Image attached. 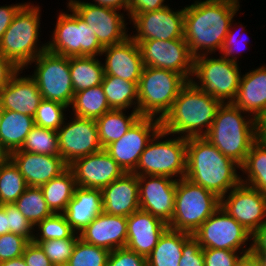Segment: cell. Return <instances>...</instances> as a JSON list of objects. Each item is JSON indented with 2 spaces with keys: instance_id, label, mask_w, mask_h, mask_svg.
<instances>
[{
  "instance_id": "obj_23",
  "label": "cell",
  "mask_w": 266,
  "mask_h": 266,
  "mask_svg": "<svg viewBox=\"0 0 266 266\" xmlns=\"http://www.w3.org/2000/svg\"><path fill=\"white\" fill-rule=\"evenodd\" d=\"M128 249L147 258L168 225L147 211L137 210L127 217Z\"/></svg>"
},
{
  "instance_id": "obj_37",
  "label": "cell",
  "mask_w": 266,
  "mask_h": 266,
  "mask_svg": "<svg viewBox=\"0 0 266 266\" xmlns=\"http://www.w3.org/2000/svg\"><path fill=\"white\" fill-rule=\"evenodd\" d=\"M28 187L14 162L7 157L0 161V202L13 204Z\"/></svg>"
},
{
  "instance_id": "obj_8",
  "label": "cell",
  "mask_w": 266,
  "mask_h": 266,
  "mask_svg": "<svg viewBox=\"0 0 266 266\" xmlns=\"http://www.w3.org/2000/svg\"><path fill=\"white\" fill-rule=\"evenodd\" d=\"M220 207V198L187 178L178 179L174 212L168 228L194 232Z\"/></svg>"
},
{
  "instance_id": "obj_35",
  "label": "cell",
  "mask_w": 266,
  "mask_h": 266,
  "mask_svg": "<svg viewBox=\"0 0 266 266\" xmlns=\"http://www.w3.org/2000/svg\"><path fill=\"white\" fill-rule=\"evenodd\" d=\"M241 171L247 174L241 183L266 194V143L256 140L252 144Z\"/></svg>"
},
{
  "instance_id": "obj_54",
  "label": "cell",
  "mask_w": 266,
  "mask_h": 266,
  "mask_svg": "<svg viewBox=\"0 0 266 266\" xmlns=\"http://www.w3.org/2000/svg\"><path fill=\"white\" fill-rule=\"evenodd\" d=\"M251 242L254 255H266V222L252 234Z\"/></svg>"
},
{
  "instance_id": "obj_22",
  "label": "cell",
  "mask_w": 266,
  "mask_h": 266,
  "mask_svg": "<svg viewBox=\"0 0 266 266\" xmlns=\"http://www.w3.org/2000/svg\"><path fill=\"white\" fill-rule=\"evenodd\" d=\"M8 157L18 167L28 186L40 187L69 167L60 155H42L15 150Z\"/></svg>"
},
{
  "instance_id": "obj_59",
  "label": "cell",
  "mask_w": 266,
  "mask_h": 266,
  "mask_svg": "<svg viewBox=\"0 0 266 266\" xmlns=\"http://www.w3.org/2000/svg\"><path fill=\"white\" fill-rule=\"evenodd\" d=\"M0 266H27L23 257L14 258L0 263Z\"/></svg>"
},
{
  "instance_id": "obj_5",
  "label": "cell",
  "mask_w": 266,
  "mask_h": 266,
  "mask_svg": "<svg viewBox=\"0 0 266 266\" xmlns=\"http://www.w3.org/2000/svg\"><path fill=\"white\" fill-rule=\"evenodd\" d=\"M41 7L26 3L14 16L0 42V54L10 59L19 69L29 64L47 50V43L40 46L39 39ZM26 67V68H25Z\"/></svg>"
},
{
  "instance_id": "obj_50",
  "label": "cell",
  "mask_w": 266,
  "mask_h": 266,
  "mask_svg": "<svg viewBox=\"0 0 266 266\" xmlns=\"http://www.w3.org/2000/svg\"><path fill=\"white\" fill-rule=\"evenodd\" d=\"M233 19H232V21H231V23H230V26H229V30H228V33H227V35H226V38L224 39V42H223V45H222V48H221V51H220V54H222V56L224 57V58H226V59H228V60H230V61H233V62H236V63H238L237 62V55H235V54H238L239 52L241 53L242 51H240L241 49V47H239V50L237 49V38H236V36H235V32H233L232 31V29H234L233 28ZM240 26H241V29L240 30H244L243 28L244 27H242V24H240ZM237 32V31H236ZM241 37V36H240ZM238 38H239V36H238ZM240 39V38H239ZM243 40H245V42H246V40H247V37H246V39H243ZM249 41V40H248ZM242 42V41H241ZM239 43V42H238ZM239 44H241V43H239ZM243 44H244V42H243ZM245 47V46H244ZM237 50H236V49ZM237 51V52H236ZM236 52V53H235ZM235 53V54H234ZM234 54V55H233Z\"/></svg>"
},
{
  "instance_id": "obj_48",
  "label": "cell",
  "mask_w": 266,
  "mask_h": 266,
  "mask_svg": "<svg viewBox=\"0 0 266 266\" xmlns=\"http://www.w3.org/2000/svg\"><path fill=\"white\" fill-rule=\"evenodd\" d=\"M179 266H204L202 247L193 236L183 245Z\"/></svg>"
},
{
  "instance_id": "obj_24",
  "label": "cell",
  "mask_w": 266,
  "mask_h": 266,
  "mask_svg": "<svg viewBox=\"0 0 266 266\" xmlns=\"http://www.w3.org/2000/svg\"><path fill=\"white\" fill-rule=\"evenodd\" d=\"M20 69L0 90V104L3 110H10L34 117L43 100L36 81L27 75L21 76Z\"/></svg>"
},
{
  "instance_id": "obj_28",
  "label": "cell",
  "mask_w": 266,
  "mask_h": 266,
  "mask_svg": "<svg viewBox=\"0 0 266 266\" xmlns=\"http://www.w3.org/2000/svg\"><path fill=\"white\" fill-rule=\"evenodd\" d=\"M255 119L266 110V66L241 75L238 93L232 102Z\"/></svg>"
},
{
  "instance_id": "obj_39",
  "label": "cell",
  "mask_w": 266,
  "mask_h": 266,
  "mask_svg": "<svg viewBox=\"0 0 266 266\" xmlns=\"http://www.w3.org/2000/svg\"><path fill=\"white\" fill-rule=\"evenodd\" d=\"M33 241L60 240V239H78L71 226L66 221L63 213H53L39 222L35 228Z\"/></svg>"
},
{
  "instance_id": "obj_46",
  "label": "cell",
  "mask_w": 266,
  "mask_h": 266,
  "mask_svg": "<svg viewBox=\"0 0 266 266\" xmlns=\"http://www.w3.org/2000/svg\"><path fill=\"white\" fill-rule=\"evenodd\" d=\"M202 251L204 266H237L244 255L239 251L225 249L207 248Z\"/></svg>"
},
{
  "instance_id": "obj_14",
  "label": "cell",
  "mask_w": 266,
  "mask_h": 266,
  "mask_svg": "<svg viewBox=\"0 0 266 266\" xmlns=\"http://www.w3.org/2000/svg\"><path fill=\"white\" fill-rule=\"evenodd\" d=\"M144 66L166 69L183 75L188 81L193 74L194 57L184 38L174 40H135Z\"/></svg>"
},
{
  "instance_id": "obj_63",
  "label": "cell",
  "mask_w": 266,
  "mask_h": 266,
  "mask_svg": "<svg viewBox=\"0 0 266 266\" xmlns=\"http://www.w3.org/2000/svg\"><path fill=\"white\" fill-rule=\"evenodd\" d=\"M3 204L0 202V210L2 209Z\"/></svg>"
},
{
  "instance_id": "obj_47",
  "label": "cell",
  "mask_w": 266,
  "mask_h": 266,
  "mask_svg": "<svg viewBox=\"0 0 266 266\" xmlns=\"http://www.w3.org/2000/svg\"><path fill=\"white\" fill-rule=\"evenodd\" d=\"M106 266H147V259L127 247L117 248L109 253Z\"/></svg>"
},
{
  "instance_id": "obj_19",
  "label": "cell",
  "mask_w": 266,
  "mask_h": 266,
  "mask_svg": "<svg viewBox=\"0 0 266 266\" xmlns=\"http://www.w3.org/2000/svg\"><path fill=\"white\" fill-rule=\"evenodd\" d=\"M137 178L140 209L168 225L173 217L178 179L155 175H142Z\"/></svg>"
},
{
  "instance_id": "obj_41",
  "label": "cell",
  "mask_w": 266,
  "mask_h": 266,
  "mask_svg": "<svg viewBox=\"0 0 266 266\" xmlns=\"http://www.w3.org/2000/svg\"><path fill=\"white\" fill-rule=\"evenodd\" d=\"M110 251L86 243L78 238L74 245L68 266H106Z\"/></svg>"
},
{
  "instance_id": "obj_62",
  "label": "cell",
  "mask_w": 266,
  "mask_h": 266,
  "mask_svg": "<svg viewBox=\"0 0 266 266\" xmlns=\"http://www.w3.org/2000/svg\"><path fill=\"white\" fill-rule=\"evenodd\" d=\"M3 113H4V110L2 109L1 104H0V122L2 120Z\"/></svg>"
},
{
  "instance_id": "obj_36",
  "label": "cell",
  "mask_w": 266,
  "mask_h": 266,
  "mask_svg": "<svg viewBox=\"0 0 266 266\" xmlns=\"http://www.w3.org/2000/svg\"><path fill=\"white\" fill-rule=\"evenodd\" d=\"M70 108L72 115L95 120L111 110L101 85L75 92Z\"/></svg>"
},
{
  "instance_id": "obj_27",
  "label": "cell",
  "mask_w": 266,
  "mask_h": 266,
  "mask_svg": "<svg viewBox=\"0 0 266 266\" xmlns=\"http://www.w3.org/2000/svg\"><path fill=\"white\" fill-rule=\"evenodd\" d=\"M102 212V190L76 186L63 214L73 231L78 234Z\"/></svg>"
},
{
  "instance_id": "obj_53",
  "label": "cell",
  "mask_w": 266,
  "mask_h": 266,
  "mask_svg": "<svg viewBox=\"0 0 266 266\" xmlns=\"http://www.w3.org/2000/svg\"><path fill=\"white\" fill-rule=\"evenodd\" d=\"M20 69L8 58L0 54V90L3 89L11 80V78Z\"/></svg>"
},
{
  "instance_id": "obj_49",
  "label": "cell",
  "mask_w": 266,
  "mask_h": 266,
  "mask_svg": "<svg viewBox=\"0 0 266 266\" xmlns=\"http://www.w3.org/2000/svg\"><path fill=\"white\" fill-rule=\"evenodd\" d=\"M27 266H53L41 247L31 241L22 255Z\"/></svg>"
},
{
  "instance_id": "obj_56",
  "label": "cell",
  "mask_w": 266,
  "mask_h": 266,
  "mask_svg": "<svg viewBox=\"0 0 266 266\" xmlns=\"http://www.w3.org/2000/svg\"><path fill=\"white\" fill-rule=\"evenodd\" d=\"M256 138L266 143V110L263 111L256 119Z\"/></svg>"
},
{
  "instance_id": "obj_1",
  "label": "cell",
  "mask_w": 266,
  "mask_h": 266,
  "mask_svg": "<svg viewBox=\"0 0 266 266\" xmlns=\"http://www.w3.org/2000/svg\"><path fill=\"white\" fill-rule=\"evenodd\" d=\"M239 0L194 1L184 7V40L195 58L221 51Z\"/></svg>"
},
{
  "instance_id": "obj_12",
  "label": "cell",
  "mask_w": 266,
  "mask_h": 266,
  "mask_svg": "<svg viewBox=\"0 0 266 266\" xmlns=\"http://www.w3.org/2000/svg\"><path fill=\"white\" fill-rule=\"evenodd\" d=\"M192 236L199 242L202 249H225L244 254L252 250V242H250L252 234L226 213L221 206L200 225ZM248 241L250 243L247 248L246 242Z\"/></svg>"
},
{
  "instance_id": "obj_13",
  "label": "cell",
  "mask_w": 266,
  "mask_h": 266,
  "mask_svg": "<svg viewBox=\"0 0 266 266\" xmlns=\"http://www.w3.org/2000/svg\"><path fill=\"white\" fill-rule=\"evenodd\" d=\"M67 5L91 27L103 47L122 43L130 37L125 24L126 17L119 10L80 0H69Z\"/></svg>"
},
{
  "instance_id": "obj_45",
  "label": "cell",
  "mask_w": 266,
  "mask_h": 266,
  "mask_svg": "<svg viewBox=\"0 0 266 266\" xmlns=\"http://www.w3.org/2000/svg\"><path fill=\"white\" fill-rule=\"evenodd\" d=\"M31 241L14 233L0 236V263L21 257Z\"/></svg>"
},
{
  "instance_id": "obj_55",
  "label": "cell",
  "mask_w": 266,
  "mask_h": 266,
  "mask_svg": "<svg viewBox=\"0 0 266 266\" xmlns=\"http://www.w3.org/2000/svg\"><path fill=\"white\" fill-rule=\"evenodd\" d=\"M92 4L100 5L108 8H112L115 10H124L127 12L128 16V7L130 4V0H93Z\"/></svg>"
},
{
  "instance_id": "obj_33",
  "label": "cell",
  "mask_w": 266,
  "mask_h": 266,
  "mask_svg": "<svg viewBox=\"0 0 266 266\" xmlns=\"http://www.w3.org/2000/svg\"><path fill=\"white\" fill-rule=\"evenodd\" d=\"M101 86L111 109L138 111V82L104 75Z\"/></svg>"
},
{
  "instance_id": "obj_43",
  "label": "cell",
  "mask_w": 266,
  "mask_h": 266,
  "mask_svg": "<svg viewBox=\"0 0 266 266\" xmlns=\"http://www.w3.org/2000/svg\"><path fill=\"white\" fill-rule=\"evenodd\" d=\"M77 239H60L33 241L38 244L49 258L53 266L64 265L68 263L72 255L74 245Z\"/></svg>"
},
{
  "instance_id": "obj_32",
  "label": "cell",
  "mask_w": 266,
  "mask_h": 266,
  "mask_svg": "<svg viewBox=\"0 0 266 266\" xmlns=\"http://www.w3.org/2000/svg\"><path fill=\"white\" fill-rule=\"evenodd\" d=\"M125 110L111 109L96 119L99 140L104 149L107 145L120 139L141 117L138 111L126 115Z\"/></svg>"
},
{
  "instance_id": "obj_26",
  "label": "cell",
  "mask_w": 266,
  "mask_h": 266,
  "mask_svg": "<svg viewBox=\"0 0 266 266\" xmlns=\"http://www.w3.org/2000/svg\"><path fill=\"white\" fill-rule=\"evenodd\" d=\"M103 212L128 217L140 209L139 183L134 173H124L102 189Z\"/></svg>"
},
{
  "instance_id": "obj_30",
  "label": "cell",
  "mask_w": 266,
  "mask_h": 266,
  "mask_svg": "<svg viewBox=\"0 0 266 266\" xmlns=\"http://www.w3.org/2000/svg\"><path fill=\"white\" fill-rule=\"evenodd\" d=\"M192 234L167 228L147 259V266H179L184 243Z\"/></svg>"
},
{
  "instance_id": "obj_52",
  "label": "cell",
  "mask_w": 266,
  "mask_h": 266,
  "mask_svg": "<svg viewBox=\"0 0 266 266\" xmlns=\"http://www.w3.org/2000/svg\"><path fill=\"white\" fill-rule=\"evenodd\" d=\"M24 4L25 3L0 6V42L5 31L12 23L14 16Z\"/></svg>"
},
{
  "instance_id": "obj_11",
  "label": "cell",
  "mask_w": 266,
  "mask_h": 266,
  "mask_svg": "<svg viewBox=\"0 0 266 266\" xmlns=\"http://www.w3.org/2000/svg\"><path fill=\"white\" fill-rule=\"evenodd\" d=\"M32 63L36 66L34 73L30 76L36 81L42 98L59 102L70 108L74 89L70 76L69 57L45 50L29 65Z\"/></svg>"
},
{
  "instance_id": "obj_17",
  "label": "cell",
  "mask_w": 266,
  "mask_h": 266,
  "mask_svg": "<svg viewBox=\"0 0 266 266\" xmlns=\"http://www.w3.org/2000/svg\"><path fill=\"white\" fill-rule=\"evenodd\" d=\"M227 194L220 198V206L249 233L266 222V194L244 183Z\"/></svg>"
},
{
  "instance_id": "obj_6",
  "label": "cell",
  "mask_w": 266,
  "mask_h": 266,
  "mask_svg": "<svg viewBox=\"0 0 266 266\" xmlns=\"http://www.w3.org/2000/svg\"><path fill=\"white\" fill-rule=\"evenodd\" d=\"M188 80L176 72L144 66L138 82V112L162 120Z\"/></svg>"
},
{
  "instance_id": "obj_15",
  "label": "cell",
  "mask_w": 266,
  "mask_h": 266,
  "mask_svg": "<svg viewBox=\"0 0 266 266\" xmlns=\"http://www.w3.org/2000/svg\"><path fill=\"white\" fill-rule=\"evenodd\" d=\"M161 128L160 119L141 116L120 139L107 145L104 150L125 173H132L140 155Z\"/></svg>"
},
{
  "instance_id": "obj_3",
  "label": "cell",
  "mask_w": 266,
  "mask_h": 266,
  "mask_svg": "<svg viewBox=\"0 0 266 266\" xmlns=\"http://www.w3.org/2000/svg\"><path fill=\"white\" fill-rule=\"evenodd\" d=\"M221 104L220 100L188 81L174 100L171 110L161 120V127L170 136L204 137Z\"/></svg>"
},
{
  "instance_id": "obj_34",
  "label": "cell",
  "mask_w": 266,
  "mask_h": 266,
  "mask_svg": "<svg viewBox=\"0 0 266 266\" xmlns=\"http://www.w3.org/2000/svg\"><path fill=\"white\" fill-rule=\"evenodd\" d=\"M75 187V177L69 167L59 176L40 186L45 201L53 213L65 211L73 197Z\"/></svg>"
},
{
  "instance_id": "obj_44",
  "label": "cell",
  "mask_w": 266,
  "mask_h": 266,
  "mask_svg": "<svg viewBox=\"0 0 266 266\" xmlns=\"http://www.w3.org/2000/svg\"><path fill=\"white\" fill-rule=\"evenodd\" d=\"M2 208L7 214L8 233H14L33 241L34 226L23 216L14 204H4Z\"/></svg>"
},
{
  "instance_id": "obj_16",
  "label": "cell",
  "mask_w": 266,
  "mask_h": 266,
  "mask_svg": "<svg viewBox=\"0 0 266 266\" xmlns=\"http://www.w3.org/2000/svg\"><path fill=\"white\" fill-rule=\"evenodd\" d=\"M59 155L70 165L75 159L101 151L95 119L71 117L57 130Z\"/></svg>"
},
{
  "instance_id": "obj_40",
  "label": "cell",
  "mask_w": 266,
  "mask_h": 266,
  "mask_svg": "<svg viewBox=\"0 0 266 266\" xmlns=\"http://www.w3.org/2000/svg\"><path fill=\"white\" fill-rule=\"evenodd\" d=\"M18 150L42 155H59L57 131L35 125Z\"/></svg>"
},
{
  "instance_id": "obj_10",
  "label": "cell",
  "mask_w": 266,
  "mask_h": 266,
  "mask_svg": "<svg viewBox=\"0 0 266 266\" xmlns=\"http://www.w3.org/2000/svg\"><path fill=\"white\" fill-rule=\"evenodd\" d=\"M60 12L53 35L47 42V50L66 57L100 56L104 47L99 43L89 25L76 13Z\"/></svg>"
},
{
  "instance_id": "obj_7",
  "label": "cell",
  "mask_w": 266,
  "mask_h": 266,
  "mask_svg": "<svg viewBox=\"0 0 266 266\" xmlns=\"http://www.w3.org/2000/svg\"><path fill=\"white\" fill-rule=\"evenodd\" d=\"M168 135L162 128L154 135L132 173L137 176L155 175L172 179L186 176L187 138H169ZM166 136L168 139L162 140Z\"/></svg>"
},
{
  "instance_id": "obj_4",
  "label": "cell",
  "mask_w": 266,
  "mask_h": 266,
  "mask_svg": "<svg viewBox=\"0 0 266 266\" xmlns=\"http://www.w3.org/2000/svg\"><path fill=\"white\" fill-rule=\"evenodd\" d=\"M244 114L248 113L233 103H222L204 136L223 155L240 166L244 164L252 144L257 140L256 120L253 116Z\"/></svg>"
},
{
  "instance_id": "obj_57",
  "label": "cell",
  "mask_w": 266,
  "mask_h": 266,
  "mask_svg": "<svg viewBox=\"0 0 266 266\" xmlns=\"http://www.w3.org/2000/svg\"><path fill=\"white\" fill-rule=\"evenodd\" d=\"M237 266H264L261 259L252 252L244 254Z\"/></svg>"
},
{
  "instance_id": "obj_25",
  "label": "cell",
  "mask_w": 266,
  "mask_h": 266,
  "mask_svg": "<svg viewBox=\"0 0 266 266\" xmlns=\"http://www.w3.org/2000/svg\"><path fill=\"white\" fill-rule=\"evenodd\" d=\"M127 230V217L102 212L79 233V238L111 252L126 246Z\"/></svg>"
},
{
  "instance_id": "obj_60",
  "label": "cell",
  "mask_w": 266,
  "mask_h": 266,
  "mask_svg": "<svg viewBox=\"0 0 266 266\" xmlns=\"http://www.w3.org/2000/svg\"><path fill=\"white\" fill-rule=\"evenodd\" d=\"M8 155L4 152V150L0 146V161L6 159Z\"/></svg>"
},
{
  "instance_id": "obj_2",
  "label": "cell",
  "mask_w": 266,
  "mask_h": 266,
  "mask_svg": "<svg viewBox=\"0 0 266 266\" xmlns=\"http://www.w3.org/2000/svg\"><path fill=\"white\" fill-rule=\"evenodd\" d=\"M241 166L223 155L205 137L187 138L186 176L219 198L241 183Z\"/></svg>"
},
{
  "instance_id": "obj_29",
  "label": "cell",
  "mask_w": 266,
  "mask_h": 266,
  "mask_svg": "<svg viewBox=\"0 0 266 266\" xmlns=\"http://www.w3.org/2000/svg\"><path fill=\"white\" fill-rule=\"evenodd\" d=\"M34 126V117L4 110L0 122V146L4 152L9 155L20 149Z\"/></svg>"
},
{
  "instance_id": "obj_38",
  "label": "cell",
  "mask_w": 266,
  "mask_h": 266,
  "mask_svg": "<svg viewBox=\"0 0 266 266\" xmlns=\"http://www.w3.org/2000/svg\"><path fill=\"white\" fill-rule=\"evenodd\" d=\"M13 204L34 227L53 214L40 187L28 186Z\"/></svg>"
},
{
  "instance_id": "obj_31",
  "label": "cell",
  "mask_w": 266,
  "mask_h": 266,
  "mask_svg": "<svg viewBox=\"0 0 266 266\" xmlns=\"http://www.w3.org/2000/svg\"><path fill=\"white\" fill-rule=\"evenodd\" d=\"M69 68L74 93L103 82V63L96 56L69 57Z\"/></svg>"
},
{
  "instance_id": "obj_51",
  "label": "cell",
  "mask_w": 266,
  "mask_h": 266,
  "mask_svg": "<svg viewBox=\"0 0 266 266\" xmlns=\"http://www.w3.org/2000/svg\"><path fill=\"white\" fill-rule=\"evenodd\" d=\"M165 0H130L128 7V19H132L136 14L145 13L162 9L165 5Z\"/></svg>"
},
{
  "instance_id": "obj_61",
  "label": "cell",
  "mask_w": 266,
  "mask_h": 266,
  "mask_svg": "<svg viewBox=\"0 0 266 266\" xmlns=\"http://www.w3.org/2000/svg\"><path fill=\"white\" fill-rule=\"evenodd\" d=\"M256 256H258L263 262V265L266 266V255H256Z\"/></svg>"
},
{
  "instance_id": "obj_9",
  "label": "cell",
  "mask_w": 266,
  "mask_h": 266,
  "mask_svg": "<svg viewBox=\"0 0 266 266\" xmlns=\"http://www.w3.org/2000/svg\"><path fill=\"white\" fill-rule=\"evenodd\" d=\"M209 55L194 58L190 81L204 93L222 103H232L237 96L242 75L239 64L224 58L221 54L219 58Z\"/></svg>"
},
{
  "instance_id": "obj_42",
  "label": "cell",
  "mask_w": 266,
  "mask_h": 266,
  "mask_svg": "<svg viewBox=\"0 0 266 266\" xmlns=\"http://www.w3.org/2000/svg\"><path fill=\"white\" fill-rule=\"evenodd\" d=\"M68 107L55 101L42 100L34 116L36 126L57 131L62 125L65 118V109Z\"/></svg>"
},
{
  "instance_id": "obj_18",
  "label": "cell",
  "mask_w": 266,
  "mask_h": 266,
  "mask_svg": "<svg viewBox=\"0 0 266 266\" xmlns=\"http://www.w3.org/2000/svg\"><path fill=\"white\" fill-rule=\"evenodd\" d=\"M133 22L136 33L133 40H174L184 36V8L173 11L168 6L145 13L136 14Z\"/></svg>"
},
{
  "instance_id": "obj_58",
  "label": "cell",
  "mask_w": 266,
  "mask_h": 266,
  "mask_svg": "<svg viewBox=\"0 0 266 266\" xmlns=\"http://www.w3.org/2000/svg\"><path fill=\"white\" fill-rule=\"evenodd\" d=\"M8 233L7 214L2 208L0 210V236Z\"/></svg>"
},
{
  "instance_id": "obj_20",
  "label": "cell",
  "mask_w": 266,
  "mask_h": 266,
  "mask_svg": "<svg viewBox=\"0 0 266 266\" xmlns=\"http://www.w3.org/2000/svg\"><path fill=\"white\" fill-rule=\"evenodd\" d=\"M69 168L76 186L101 190L125 173L104 149L75 159Z\"/></svg>"
},
{
  "instance_id": "obj_21",
  "label": "cell",
  "mask_w": 266,
  "mask_h": 266,
  "mask_svg": "<svg viewBox=\"0 0 266 266\" xmlns=\"http://www.w3.org/2000/svg\"><path fill=\"white\" fill-rule=\"evenodd\" d=\"M102 55L106 57L103 62L105 75L139 82L144 64L139 45L131 37L122 43L105 46Z\"/></svg>"
}]
</instances>
